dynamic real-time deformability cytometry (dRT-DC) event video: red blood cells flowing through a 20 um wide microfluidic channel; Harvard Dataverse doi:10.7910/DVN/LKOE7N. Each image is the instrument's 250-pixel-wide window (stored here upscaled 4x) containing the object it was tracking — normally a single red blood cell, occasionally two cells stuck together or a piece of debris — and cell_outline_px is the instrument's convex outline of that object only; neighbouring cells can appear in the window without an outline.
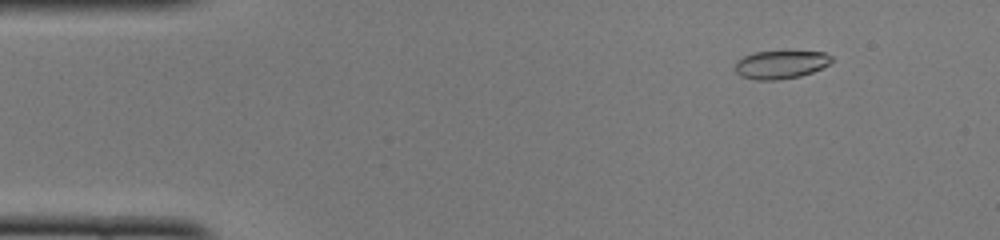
{"species": "common noctule bat (a hibernating species)", "species_latin": "Nyctalus noctula", "temperature_condition": "cold", "stored_images_in_passage": 50, "camera_frame_rate_fps": 3000, "um_per_image_px": 0.085, "animal": {"sex": "female", "body_mass_g": 22.0, "forearm_length_mm": 56.7}, "frame": {"image": 1, "passage_image": 6, "time_ms": 1.667, "image_size_px": [1000, 240], "cell_outline_px": [[832, 60], [828, 64], [812, 72], [800, 76], [776, 80], [756, 80], [740, 76], [736, 72], [736, 60], [744, 56], [756, 52], [824, 52], [832, 56]], "centroid_in_image_um": [66.33, 5.5], "position_along_channel_um": 18.7, "area_um2": 15.61}}
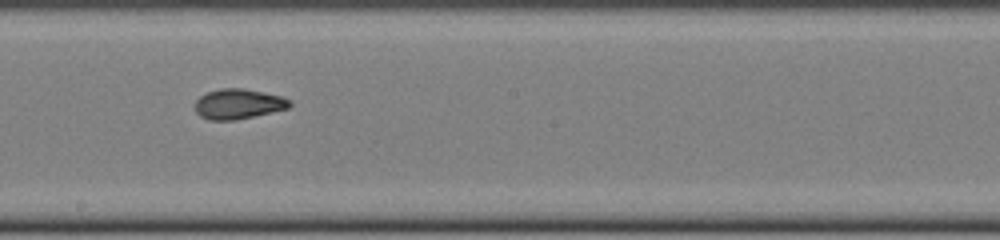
{"frame": {"image": 2, "passage_image": 28, "time_ms": 9.0, "image_size_px": [1000, 240], "cell_outline_px": [[292, 104], [288, 108], [236, 120], [208, 120], [200, 116], [196, 112], [196, 100], [200, 96], [208, 92], [220, 88], [244, 88], [264, 92], [280, 96], [288, 100]], "centroid_in_image_um": [20.23, 8.83], "position_along_channel_um": 228.0, "area_um2": 16.47}}
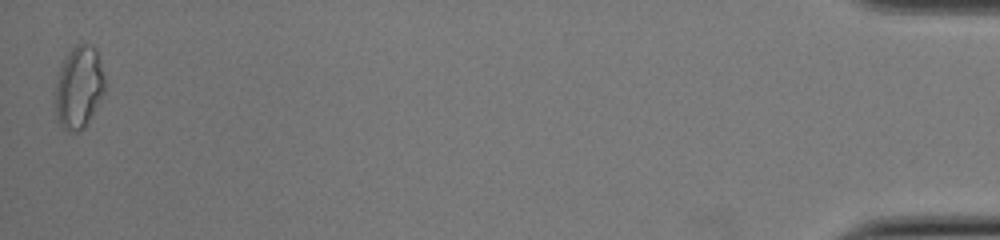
{"frame": {"image": 3, "passage_image": 50, "time_ms": 16.333, "image_size_px": [1000, 240], "cell_outline_px": [[104, 92], [84, 128], [80, 132], [68, 132], [60, 124], [56, 116], [56, 88], [60, 64], [72, 48], [76, 44], [88, 44], [96, 48], [104, 76]], "centroid_in_image_um": [6.7, 7.42], "position_along_channel_um": 428.5, "area_um2": 23.52}, "authors_computed_cell_mechanics": {"area_um2": 16.5019, "velocity_mm_per_s": 3.9985, "shape_relaxation_time_tau1_ms": 4.5561, "shape_relaxation_time_tau2_ms": 2.2179, "deformation_change_tau1": 0.1665, "deformation_change_tau2": 0.078}}